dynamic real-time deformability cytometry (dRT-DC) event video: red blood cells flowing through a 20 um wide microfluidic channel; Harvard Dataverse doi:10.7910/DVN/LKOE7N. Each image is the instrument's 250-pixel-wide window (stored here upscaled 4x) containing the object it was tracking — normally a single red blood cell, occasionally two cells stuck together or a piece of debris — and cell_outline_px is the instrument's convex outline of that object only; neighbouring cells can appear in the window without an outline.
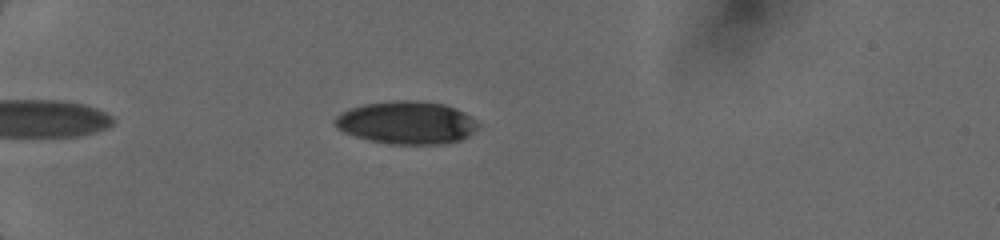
{"species": "human", "species_latin": "Homo sapiens", "temperature_condition": "cold", "stored_images_in_passage": 37, "camera_frame_rate_fps": 3000, "um_per_image_px": 0.085, "donor": {"sex": "female"}, "frame": {"image": 1, "passage_image": 2, "time_ms": 0.333, "image_size_px": [1000, 240], "cell_outline_px": [[480, 124], [468, 136], [460, 140], [440, 144], [388, 144], [368, 140], [344, 132], [336, 128], [332, 120], [340, 112], [364, 104], [396, 100], [416, 100], [444, 104], [456, 108], [464, 112], [476, 120]], "centroid_in_image_um": [34.54, 10.42], "position_along_channel_um": 50.5, "area_um2": 35.84}}
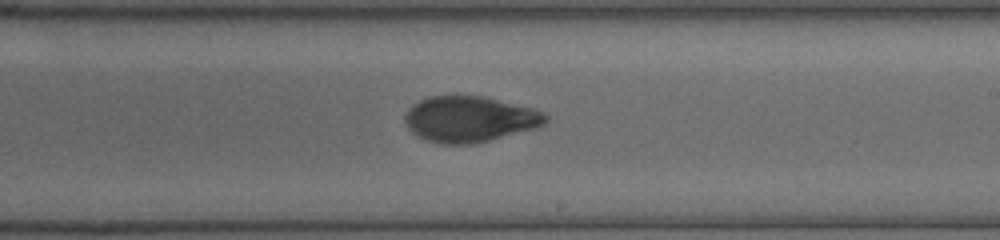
{"frame": {"image": 2, "passage_image": 19, "time_ms": 6.0, "image_size_px": [1000, 240], "cell_outline_px": [[548, 120], [544, 124], [536, 128], [472, 144], [440, 144], [416, 136], [408, 128], [404, 120], [404, 116], [408, 108], [412, 104], [428, 96], [480, 96], [532, 108], [544, 112], [548, 116]], "centroid_in_image_um": [39.88, 10.13], "position_along_channel_um": 249.1, "area_um2": 37.4}}
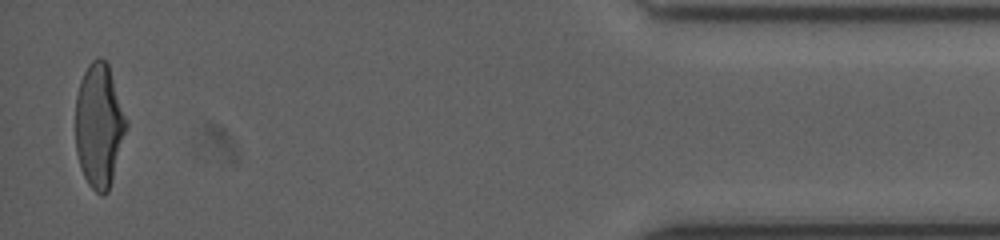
{"frame": {"image": 3, "passage_image": 36, "time_ms": 11.667, "image_size_px": [1000, 240], "cell_outline_px": [[128, 124], [112, 180], [108, 192], [104, 196], [100, 196], [88, 184], [80, 168], [76, 152], [76, 96], [80, 80], [88, 64], [96, 56], [100, 56], [108, 64], [128, 120]], "centroid_in_image_um": [8.43, 10.67], "position_along_channel_um": 426.8, "area_um2": 36.93}}